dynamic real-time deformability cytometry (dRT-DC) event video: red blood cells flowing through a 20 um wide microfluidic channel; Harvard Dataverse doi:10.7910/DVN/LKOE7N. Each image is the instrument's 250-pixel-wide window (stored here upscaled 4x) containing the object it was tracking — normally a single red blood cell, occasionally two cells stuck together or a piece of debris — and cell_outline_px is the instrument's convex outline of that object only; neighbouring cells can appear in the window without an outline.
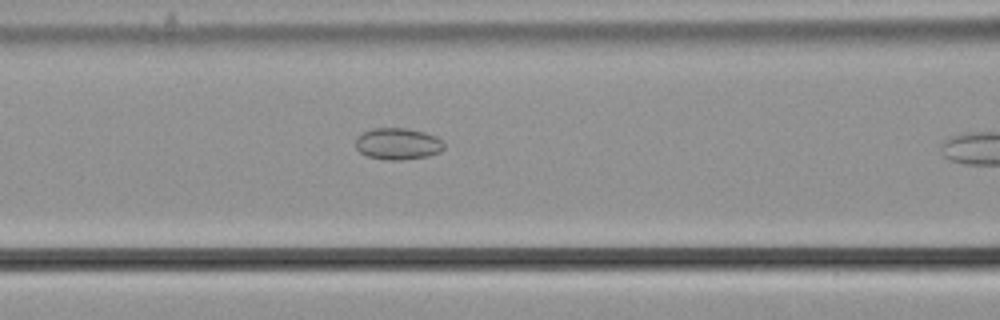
{"species": "common noctule bat (a hibernating species)", "species_latin": "Nyctalus noctula", "temperature_condition": "cold", "stored_images_in_passage": 8, "camera_frame_rate_fps": 3000, "um_per_image_px": 0.085, "animal": {"sex": "male", "body_mass_g": 21.5, "forearm_length_mm": 52.0}, "frame": {"image": 1, "passage_image": 7, "time_ms": 2.0, "image_size_px": [1000, 320], "cell_outline_px": [[444, 148], [440, 152], [428, 156], [400, 160], [388, 160], [368, 156], [360, 152], [356, 148], [356, 136], [372, 128], [408, 128], [424, 132], [436, 136], [444, 144]], "centroid_in_image_um": [33.81, 12.22], "position_along_channel_um": 132.8, "area_um2": 16.3}}